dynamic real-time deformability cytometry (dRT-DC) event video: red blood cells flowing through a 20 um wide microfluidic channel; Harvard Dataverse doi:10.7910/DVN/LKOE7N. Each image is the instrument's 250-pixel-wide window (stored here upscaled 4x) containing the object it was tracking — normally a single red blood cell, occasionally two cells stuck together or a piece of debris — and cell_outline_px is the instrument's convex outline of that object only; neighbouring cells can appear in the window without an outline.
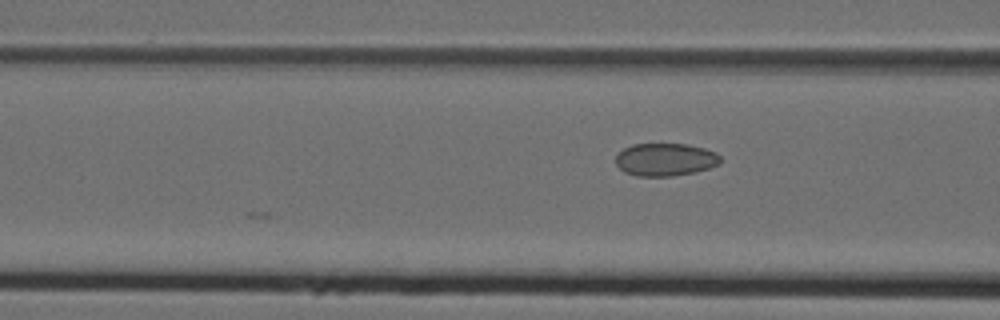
{"species": "Egyptian fruit bat (a non-hibernating species)", "species_latin": "Rousettus aegyptiacus", "temperature_condition": "cold", "stored_images_in_passage": 6, "camera_frame_rate_fps": 3000, "um_per_image_px": 0.085, "animal": {"sex": "female"}, "frame": {"image": 1, "passage_image": 6, "time_ms": 1.667, "image_size_px": [1000, 320], "cell_outline_px": [[720, 164], [708, 168], [692, 172], [672, 176], [636, 176], [624, 172], [616, 164], [616, 156], [624, 148], [632, 144], [688, 144], [704, 148], [716, 152], [720, 156]], "centroid_in_image_um": [56.55, 13.56], "position_along_channel_um": 110.1, "area_um2": 19.94}}